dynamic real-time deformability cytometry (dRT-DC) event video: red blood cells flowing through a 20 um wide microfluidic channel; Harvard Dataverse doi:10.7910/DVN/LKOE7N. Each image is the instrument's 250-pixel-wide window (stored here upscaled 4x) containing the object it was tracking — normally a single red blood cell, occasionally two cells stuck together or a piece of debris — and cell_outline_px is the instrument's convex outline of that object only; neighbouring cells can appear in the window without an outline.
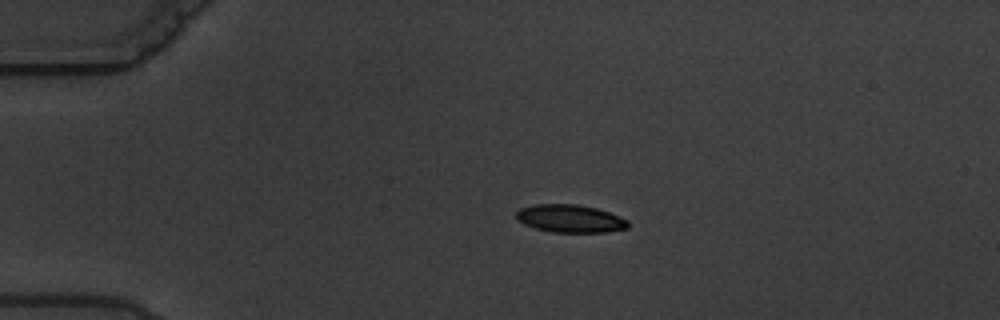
{"species": "common noctule bat (a hibernating species)", "species_latin": "Nyctalus noctula", "temperature_condition": "warm", "stored_images_in_passage": 9, "camera_frame_rate_fps": 3000, "um_per_image_px": 0.085, "animal": {"sex": "male", "body_mass_g": 19.5, "forearm_length_mm": 54.6}, "frame": {"image": 1, "passage_image": 4, "time_ms": 3.667, "image_size_px": [1000, 320], "cell_outline_px": [[628, 228], [604, 232], [552, 232], [536, 228], [524, 224], [516, 220], [516, 212], [520, 208], [536, 204], [576, 204], [596, 208], [620, 216], [628, 220]], "centroid_in_image_um": [48.45, 18.57], "position_along_channel_um": 36.6, "area_um2": 18.09}}